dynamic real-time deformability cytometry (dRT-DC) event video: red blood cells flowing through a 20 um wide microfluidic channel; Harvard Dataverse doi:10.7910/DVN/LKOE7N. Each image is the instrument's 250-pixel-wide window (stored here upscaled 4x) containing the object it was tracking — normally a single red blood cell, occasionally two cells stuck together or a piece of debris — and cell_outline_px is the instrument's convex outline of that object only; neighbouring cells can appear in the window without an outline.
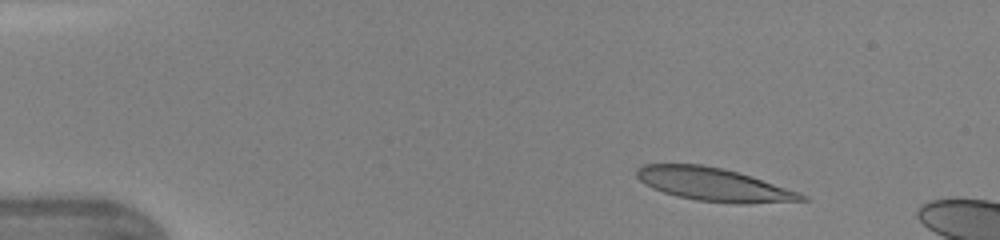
{"species": "human", "species_latin": "Homo sapiens", "temperature_condition": "warm", "stored_images_in_passage": 7, "camera_frame_rate_fps": 3000, "um_per_image_px": 0.085, "donor": {"sex": "female"}, "frame": {"image": 1, "passage_image": 1, "time_ms": 0.0, "image_size_px": [1000, 240], "cell_outline_px": [[808, 200], [748, 204], [736, 204], [696, 200], [676, 196], [652, 188], [644, 184], [636, 176], [636, 168], [644, 164], [700, 164], [720, 168], [752, 176], [808, 196]], "centroid_in_image_um": [60.63, 15.69], "position_along_channel_um": 24.4, "area_um2": 31.73}}